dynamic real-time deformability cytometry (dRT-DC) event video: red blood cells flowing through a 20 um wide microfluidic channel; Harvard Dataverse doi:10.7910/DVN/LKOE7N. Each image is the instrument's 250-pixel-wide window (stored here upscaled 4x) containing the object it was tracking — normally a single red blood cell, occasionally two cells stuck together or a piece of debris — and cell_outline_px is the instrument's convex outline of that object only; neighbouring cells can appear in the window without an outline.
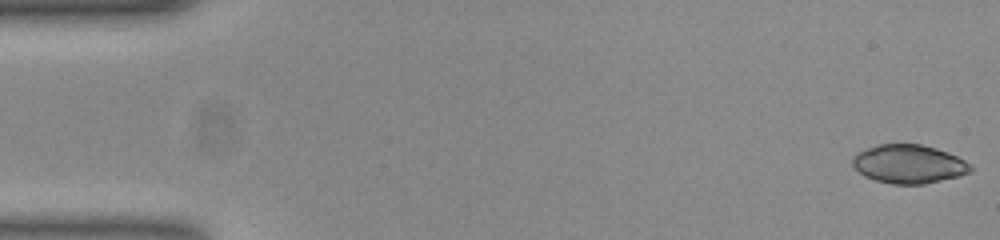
{"species": "common noctule bat (a hibernating species)", "species_latin": "Nyctalus noctula", "temperature_condition": "room temperature", "stored_images_in_passage": 46, "camera_frame_rate_fps": 3000, "um_per_image_px": 0.085, "animal": {"sex": "female", "body_mass_g": 23.0, "forearm_length_mm": 53.4}, "frame": {"image": 1, "passage_image": 1, "time_ms": 0.0, "image_size_px": [1000, 240], "cell_outline_px": [[972, 172], [960, 176], [924, 184], [892, 184], [876, 180], [864, 176], [852, 164], [852, 156], [856, 152], [880, 144], [920, 144], [936, 148], [948, 152], [964, 160], [972, 168]], "centroid_in_image_um": [77.24, 13.94], "position_along_channel_um": 7.8, "area_um2": 26.53}}
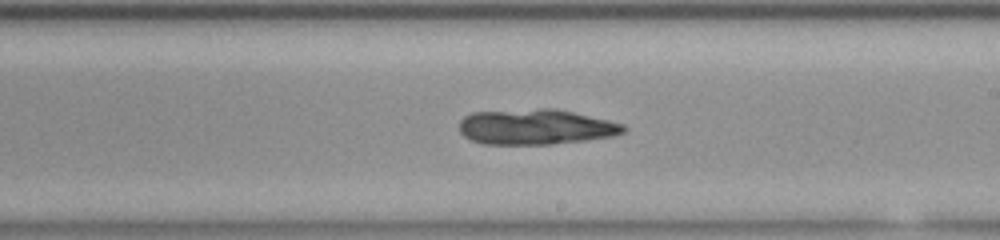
{"frame": {"image": 2, "passage_image": 30, "time_ms": 9.667, "image_size_px": [1000, 240], "cell_outline_px": [[628, 128], [624, 132], [612, 136], [584, 140], [548, 144], [484, 144], [472, 140], [464, 136], [460, 132], [460, 120], [464, 116], [472, 112], [540, 108], [556, 108], [608, 120], [624, 124]], "centroid_in_image_um": [45.53, 10.77], "position_along_channel_um": 243.5, "area_um2": 33.87}}
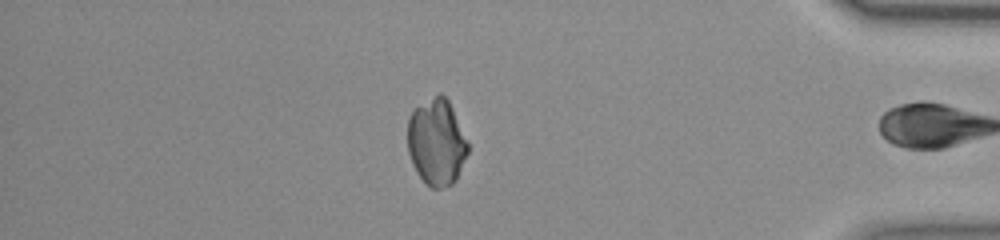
{"frame": {"image": 3, "passage_image": 45, "time_ms": 14.667, "image_size_px": [1000, 240], "cell_outline_px": [[468, 152], [456, 180], [452, 184], [440, 188], [432, 188], [416, 172], [412, 164], [408, 152], [408, 120], [412, 112], [416, 108], [440, 92], [448, 100], [452, 108], [468, 144]], "centroid_in_image_um": [37.1, 12.1], "position_along_channel_um": 398.1, "area_um2": 29.88}}